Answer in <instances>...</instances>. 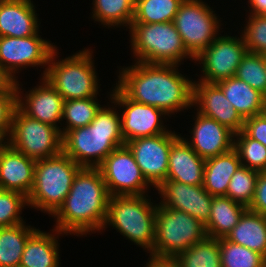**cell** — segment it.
Wrapping results in <instances>:
<instances>
[{
  "label": "cell",
  "instance_id": "cell-1",
  "mask_svg": "<svg viewBox=\"0 0 266 267\" xmlns=\"http://www.w3.org/2000/svg\"><path fill=\"white\" fill-rule=\"evenodd\" d=\"M126 65L117 68L114 84L129 99L157 107L169 119L192 109L194 79L184 74L179 65L135 61Z\"/></svg>",
  "mask_w": 266,
  "mask_h": 267
},
{
  "label": "cell",
  "instance_id": "cell-2",
  "mask_svg": "<svg viewBox=\"0 0 266 267\" xmlns=\"http://www.w3.org/2000/svg\"><path fill=\"white\" fill-rule=\"evenodd\" d=\"M108 193L98 168L82 167L62 206L52 216L53 227L66 236L101 233L108 213Z\"/></svg>",
  "mask_w": 266,
  "mask_h": 267
},
{
  "label": "cell",
  "instance_id": "cell-3",
  "mask_svg": "<svg viewBox=\"0 0 266 267\" xmlns=\"http://www.w3.org/2000/svg\"><path fill=\"white\" fill-rule=\"evenodd\" d=\"M108 101L86 127L67 131L62 138V151L81 167L97 168L117 147L125 144L121 134V115L116 103Z\"/></svg>",
  "mask_w": 266,
  "mask_h": 267
},
{
  "label": "cell",
  "instance_id": "cell-4",
  "mask_svg": "<svg viewBox=\"0 0 266 267\" xmlns=\"http://www.w3.org/2000/svg\"><path fill=\"white\" fill-rule=\"evenodd\" d=\"M158 200H153L149 194L110 196L106 222L100 234L112 227L110 230H116L149 255L154 249Z\"/></svg>",
  "mask_w": 266,
  "mask_h": 267
},
{
  "label": "cell",
  "instance_id": "cell-5",
  "mask_svg": "<svg viewBox=\"0 0 266 267\" xmlns=\"http://www.w3.org/2000/svg\"><path fill=\"white\" fill-rule=\"evenodd\" d=\"M94 50L91 46L85 47L60 59L58 47L52 52L44 78L64 101L101 96Z\"/></svg>",
  "mask_w": 266,
  "mask_h": 267
},
{
  "label": "cell",
  "instance_id": "cell-6",
  "mask_svg": "<svg viewBox=\"0 0 266 267\" xmlns=\"http://www.w3.org/2000/svg\"><path fill=\"white\" fill-rule=\"evenodd\" d=\"M127 31L135 62L176 64L180 68L187 60L194 62L173 22L132 23Z\"/></svg>",
  "mask_w": 266,
  "mask_h": 267
},
{
  "label": "cell",
  "instance_id": "cell-7",
  "mask_svg": "<svg viewBox=\"0 0 266 267\" xmlns=\"http://www.w3.org/2000/svg\"><path fill=\"white\" fill-rule=\"evenodd\" d=\"M82 167L63 151L56 156L37 160L28 207L52 217L64 203L74 177Z\"/></svg>",
  "mask_w": 266,
  "mask_h": 267
},
{
  "label": "cell",
  "instance_id": "cell-8",
  "mask_svg": "<svg viewBox=\"0 0 266 267\" xmlns=\"http://www.w3.org/2000/svg\"><path fill=\"white\" fill-rule=\"evenodd\" d=\"M207 237L205 225L190 214L157 205L154 249L149 256L174 259Z\"/></svg>",
  "mask_w": 266,
  "mask_h": 267
},
{
  "label": "cell",
  "instance_id": "cell-9",
  "mask_svg": "<svg viewBox=\"0 0 266 267\" xmlns=\"http://www.w3.org/2000/svg\"><path fill=\"white\" fill-rule=\"evenodd\" d=\"M213 8L210 2L208 4L205 0H184L173 19V24L186 50L194 58L204 51L220 33L226 32L222 30V26L224 27L222 21L225 19L220 17Z\"/></svg>",
  "mask_w": 266,
  "mask_h": 267
},
{
  "label": "cell",
  "instance_id": "cell-10",
  "mask_svg": "<svg viewBox=\"0 0 266 267\" xmlns=\"http://www.w3.org/2000/svg\"><path fill=\"white\" fill-rule=\"evenodd\" d=\"M41 30L29 37H0V67L12 82L18 81L21 71L27 68L41 69L44 77L49 59L57 45L42 37ZM36 67V68H35ZM41 69H39V68Z\"/></svg>",
  "mask_w": 266,
  "mask_h": 267
},
{
  "label": "cell",
  "instance_id": "cell-11",
  "mask_svg": "<svg viewBox=\"0 0 266 267\" xmlns=\"http://www.w3.org/2000/svg\"><path fill=\"white\" fill-rule=\"evenodd\" d=\"M62 134L52 125L27 116L18 106L13 113L9 145L37 161L62 152Z\"/></svg>",
  "mask_w": 266,
  "mask_h": 267
},
{
  "label": "cell",
  "instance_id": "cell-12",
  "mask_svg": "<svg viewBox=\"0 0 266 267\" xmlns=\"http://www.w3.org/2000/svg\"><path fill=\"white\" fill-rule=\"evenodd\" d=\"M233 35L230 31L219 34L215 40L202 51L194 63L200 70L197 75L199 81L216 83L236 75L242 58L247 54V47L239 30ZM232 35V36H231ZM200 64V65H199Z\"/></svg>",
  "mask_w": 266,
  "mask_h": 267
},
{
  "label": "cell",
  "instance_id": "cell-13",
  "mask_svg": "<svg viewBox=\"0 0 266 267\" xmlns=\"http://www.w3.org/2000/svg\"><path fill=\"white\" fill-rule=\"evenodd\" d=\"M109 91L110 98L119 108L121 134L125 143L135 138L167 133L172 128L165 124L169 122V116L157 107L129 99L115 84Z\"/></svg>",
  "mask_w": 266,
  "mask_h": 267
},
{
  "label": "cell",
  "instance_id": "cell-14",
  "mask_svg": "<svg viewBox=\"0 0 266 267\" xmlns=\"http://www.w3.org/2000/svg\"><path fill=\"white\" fill-rule=\"evenodd\" d=\"M97 168L110 196L146 195L153 189L126 144L113 150Z\"/></svg>",
  "mask_w": 266,
  "mask_h": 267
},
{
  "label": "cell",
  "instance_id": "cell-15",
  "mask_svg": "<svg viewBox=\"0 0 266 267\" xmlns=\"http://www.w3.org/2000/svg\"><path fill=\"white\" fill-rule=\"evenodd\" d=\"M178 133V134H177ZM183 133L172 131L135 138L125 144L131 150L146 181L156 190L167 179L171 145Z\"/></svg>",
  "mask_w": 266,
  "mask_h": 267
},
{
  "label": "cell",
  "instance_id": "cell-16",
  "mask_svg": "<svg viewBox=\"0 0 266 267\" xmlns=\"http://www.w3.org/2000/svg\"><path fill=\"white\" fill-rule=\"evenodd\" d=\"M39 80L36 86L27 91L20 80L15 82L17 106L27 116L60 130L64 99L44 77Z\"/></svg>",
  "mask_w": 266,
  "mask_h": 267
},
{
  "label": "cell",
  "instance_id": "cell-17",
  "mask_svg": "<svg viewBox=\"0 0 266 267\" xmlns=\"http://www.w3.org/2000/svg\"><path fill=\"white\" fill-rule=\"evenodd\" d=\"M189 134L180 135L204 160L224 154L234 148L235 133L216 120L202 115L192 107ZM186 136V137H185ZM189 137V138H188Z\"/></svg>",
  "mask_w": 266,
  "mask_h": 267
},
{
  "label": "cell",
  "instance_id": "cell-18",
  "mask_svg": "<svg viewBox=\"0 0 266 267\" xmlns=\"http://www.w3.org/2000/svg\"><path fill=\"white\" fill-rule=\"evenodd\" d=\"M154 195L161 198V206L184 211L205 224L210 217L214 196L206 191L203 185L191 186L177 181L166 180Z\"/></svg>",
  "mask_w": 266,
  "mask_h": 267
},
{
  "label": "cell",
  "instance_id": "cell-19",
  "mask_svg": "<svg viewBox=\"0 0 266 267\" xmlns=\"http://www.w3.org/2000/svg\"><path fill=\"white\" fill-rule=\"evenodd\" d=\"M193 108L226 126L235 134L243 130L244 119L215 83L193 80Z\"/></svg>",
  "mask_w": 266,
  "mask_h": 267
},
{
  "label": "cell",
  "instance_id": "cell-20",
  "mask_svg": "<svg viewBox=\"0 0 266 267\" xmlns=\"http://www.w3.org/2000/svg\"><path fill=\"white\" fill-rule=\"evenodd\" d=\"M35 5L33 0H0V37L37 34L42 26Z\"/></svg>",
  "mask_w": 266,
  "mask_h": 267
},
{
  "label": "cell",
  "instance_id": "cell-21",
  "mask_svg": "<svg viewBox=\"0 0 266 267\" xmlns=\"http://www.w3.org/2000/svg\"><path fill=\"white\" fill-rule=\"evenodd\" d=\"M35 164V160L8 145L0 153V189L28 197L34 182Z\"/></svg>",
  "mask_w": 266,
  "mask_h": 267
},
{
  "label": "cell",
  "instance_id": "cell-22",
  "mask_svg": "<svg viewBox=\"0 0 266 267\" xmlns=\"http://www.w3.org/2000/svg\"><path fill=\"white\" fill-rule=\"evenodd\" d=\"M205 160L180 136L170 148L166 180L187 185H203Z\"/></svg>",
  "mask_w": 266,
  "mask_h": 267
},
{
  "label": "cell",
  "instance_id": "cell-23",
  "mask_svg": "<svg viewBox=\"0 0 266 267\" xmlns=\"http://www.w3.org/2000/svg\"><path fill=\"white\" fill-rule=\"evenodd\" d=\"M66 234L54 227L50 232L37 229L26 242L20 267H61L60 239Z\"/></svg>",
  "mask_w": 266,
  "mask_h": 267
},
{
  "label": "cell",
  "instance_id": "cell-24",
  "mask_svg": "<svg viewBox=\"0 0 266 267\" xmlns=\"http://www.w3.org/2000/svg\"><path fill=\"white\" fill-rule=\"evenodd\" d=\"M243 119L260 115L266 105V97L236 76L215 83Z\"/></svg>",
  "mask_w": 266,
  "mask_h": 267
},
{
  "label": "cell",
  "instance_id": "cell-25",
  "mask_svg": "<svg viewBox=\"0 0 266 267\" xmlns=\"http://www.w3.org/2000/svg\"><path fill=\"white\" fill-rule=\"evenodd\" d=\"M242 166L237 151H230L205 160L203 187L212 196H226L233 174Z\"/></svg>",
  "mask_w": 266,
  "mask_h": 267
},
{
  "label": "cell",
  "instance_id": "cell-26",
  "mask_svg": "<svg viewBox=\"0 0 266 267\" xmlns=\"http://www.w3.org/2000/svg\"><path fill=\"white\" fill-rule=\"evenodd\" d=\"M225 239L266 257V216L247 209Z\"/></svg>",
  "mask_w": 266,
  "mask_h": 267
},
{
  "label": "cell",
  "instance_id": "cell-27",
  "mask_svg": "<svg viewBox=\"0 0 266 267\" xmlns=\"http://www.w3.org/2000/svg\"><path fill=\"white\" fill-rule=\"evenodd\" d=\"M247 209L227 196H214L209 220L204 224L207 237L225 238Z\"/></svg>",
  "mask_w": 266,
  "mask_h": 267
},
{
  "label": "cell",
  "instance_id": "cell-28",
  "mask_svg": "<svg viewBox=\"0 0 266 267\" xmlns=\"http://www.w3.org/2000/svg\"><path fill=\"white\" fill-rule=\"evenodd\" d=\"M91 4L89 14L94 23L113 30L130 28L134 18V5L130 0H92Z\"/></svg>",
  "mask_w": 266,
  "mask_h": 267
},
{
  "label": "cell",
  "instance_id": "cell-29",
  "mask_svg": "<svg viewBox=\"0 0 266 267\" xmlns=\"http://www.w3.org/2000/svg\"><path fill=\"white\" fill-rule=\"evenodd\" d=\"M26 222L0 227V267H18L26 242L37 230Z\"/></svg>",
  "mask_w": 266,
  "mask_h": 267
},
{
  "label": "cell",
  "instance_id": "cell-30",
  "mask_svg": "<svg viewBox=\"0 0 266 267\" xmlns=\"http://www.w3.org/2000/svg\"><path fill=\"white\" fill-rule=\"evenodd\" d=\"M99 101L98 97L64 101L60 126L62 136L69 130L88 126L103 106Z\"/></svg>",
  "mask_w": 266,
  "mask_h": 267
},
{
  "label": "cell",
  "instance_id": "cell-31",
  "mask_svg": "<svg viewBox=\"0 0 266 267\" xmlns=\"http://www.w3.org/2000/svg\"><path fill=\"white\" fill-rule=\"evenodd\" d=\"M174 260L179 267H222L219 239L206 237L180 252Z\"/></svg>",
  "mask_w": 266,
  "mask_h": 267
},
{
  "label": "cell",
  "instance_id": "cell-32",
  "mask_svg": "<svg viewBox=\"0 0 266 267\" xmlns=\"http://www.w3.org/2000/svg\"><path fill=\"white\" fill-rule=\"evenodd\" d=\"M184 0H142L134 6L132 23L173 22Z\"/></svg>",
  "mask_w": 266,
  "mask_h": 267
},
{
  "label": "cell",
  "instance_id": "cell-33",
  "mask_svg": "<svg viewBox=\"0 0 266 267\" xmlns=\"http://www.w3.org/2000/svg\"><path fill=\"white\" fill-rule=\"evenodd\" d=\"M222 267H264L265 257L259 252L219 238Z\"/></svg>",
  "mask_w": 266,
  "mask_h": 267
},
{
  "label": "cell",
  "instance_id": "cell-34",
  "mask_svg": "<svg viewBox=\"0 0 266 267\" xmlns=\"http://www.w3.org/2000/svg\"><path fill=\"white\" fill-rule=\"evenodd\" d=\"M234 149L243 166L258 172L266 171V147L243 130L234 136Z\"/></svg>",
  "mask_w": 266,
  "mask_h": 267
},
{
  "label": "cell",
  "instance_id": "cell-35",
  "mask_svg": "<svg viewBox=\"0 0 266 267\" xmlns=\"http://www.w3.org/2000/svg\"><path fill=\"white\" fill-rule=\"evenodd\" d=\"M235 76L266 97V55L247 52Z\"/></svg>",
  "mask_w": 266,
  "mask_h": 267
},
{
  "label": "cell",
  "instance_id": "cell-36",
  "mask_svg": "<svg viewBox=\"0 0 266 267\" xmlns=\"http://www.w3.org/2000/svg\"><path fill=\"white\" fill-rule=\"evenodd\" d=\"M258 175V171L242 165L231 177L226 196L248 208L254 197Z\"/></svg>",
  "mask_w": 266,
  "mask_h": 267
},
{
  "label": "cell",
  "instance_id": "cell-37",
  "mask_svg": "<svg viewBox=\"0 0 266 267\" xmlns=\"http://www.w3.org/2000/svg\"><path fill=\"white\" fill-rule=\"evenodd\" d=\"M239 31L249 53L266 55V15L247 14ZM246 23V24H244Z\"/></svg>",
  "mask_w": 266,
  "mask_h": 267
},
{
  "label": "cell",
  "instance_id": "cell-38",
  "mask_svg": "<svg viewBox=\"0 0 266 267\" xmlns=\"http://www.w3.org/2000/svg\"><path fill=\"white\" fill-rule=\"evenodd\" d=\"M29 208L27 197L19 192L0 189V227L26 222L21 214Z\"/></svg>",
  "mask_w": 266,
  "mask_h": 267
},
{
  "label": "cell",
  "instance_id": "cell-39",
  "mask_svg": "<svg viewBox=\"0 0 266 267\" xmlns=\"http://www.w3.org/2000/svg\"><path fill=\"white\" fill-rule=\"evenodd\" d=\"M17 108V88L13 82L5 89L0 90V130L8 136L11 133L12 118Z\"/></svg>",
  "mask_w": 266,
  "mask_h": 267
},
{
  "label": "cell",
  "instance_id": "cell-40",
  "mask_svg": "<svg viewBox=\"0 0 266 267\" xmlns=\"http://www.w3.org/2000/svg\"><path fill=\"white\" fill-rule=\"evenodd\" d=\"M243 131L266 147V116L263 113L244 119Z\"/></svg>",
  "mask_w": 266,
  "mask_h": 267
},
{
  "label": "cell",
  "instance_id": "cell-41",
  "mask_svg": "<svg viewBox=\"0 0 266 267\" xmlns=\"http://www.w3.org/2000/svg\"><path fill=\"white\" fill-rule=\"evenodd\" d=\"M248 209L266 216V171L259 172L254 197Z\"/></svg>",
  "mask_w": 266,
  "mask_h": 267
},
{
  "label": "cell",
  "instance_id": "cell-42",
  "mask_svg": "<svg viewBox=\"0 0 266 267\" xmlns=\"http://www.w3.org/2000/svg\"><path fill=\"white\" fill-rule=\"evenodd\" d=\"M247 3V7L242 6L241 8H244L243 10H245L248 14L266 15V0H247Z\"/></svg>",
  "mask_w": 266,
  "mask_h": 267
},
{
  "label": "cell",
  "instance_id": "cell-43",
  "mask_svg": "<svg viewBox=\"0 0 266 267\" xmlns=\"http://www.w3.org/2000/svg\"><path fill=\"white\" fill-rule=\"evenodd\" d=\"M143 267H179V265L174 259L149 256Z\"/></svg>",
  "mask_w": 266,
  "mask_h": 267
},
{
  "label": "cell",
  "instance_id": "cell-44",
  "mask_svg": "<svg viewBox=\"0 0 266 267\" xmlns=\"http://www.w3.org/2000/svg\"><path fill=\"white\" fill-rule=\"evenodd\" d=\"M12 83L13 82L8 78V76L3 72V70L0 67V90L5 89Z\"/></svg>",
  "mask_w": 266,
  "mask_h": 267
},
{
  "label": "cell",
  "instance_id": "cell-45",
  "mask_svg": "<svg viewBox=\"0 0 266 267\" xmlns=\"http://www.w3.org/2000/svg\"><path fill=\"white\" fill-rule=\"evenodd\" d=\"M9 145V136L0 130V153Z\"/></svg>",
  "mask_w": 266,
  "mask_h": 267
},
{
  "label": "cell",
  "instance_id": "cell-46",
  "mask_svg": "<svg viewBox=\"0 0 266 267\" xmlns=\"http://www.w3.org/2000/svg\"><path fill=\"white\" fill-rule=\"evenodd\" d=\"M132 2V4L135 6L136 4H138L140 1L142 0H130Z\"/></svg>",
  "mask_w": 266,
  "mask_h": 267
},
{
  "label": "cell",
  "instance_id": "cell-47",
  "mask_svg": "<svg viewBox=\"0 0 266 267\" xmlns=\"http://www.w3.org/2000/svg\"><path fill=\"white\" fill-rule=\"evenodd\" d=\"M263 114L266 116V105H265V108H264Z\"/></svg>",
  "mask_w": 266,
  "mask_h": 267
}]
</instances>
